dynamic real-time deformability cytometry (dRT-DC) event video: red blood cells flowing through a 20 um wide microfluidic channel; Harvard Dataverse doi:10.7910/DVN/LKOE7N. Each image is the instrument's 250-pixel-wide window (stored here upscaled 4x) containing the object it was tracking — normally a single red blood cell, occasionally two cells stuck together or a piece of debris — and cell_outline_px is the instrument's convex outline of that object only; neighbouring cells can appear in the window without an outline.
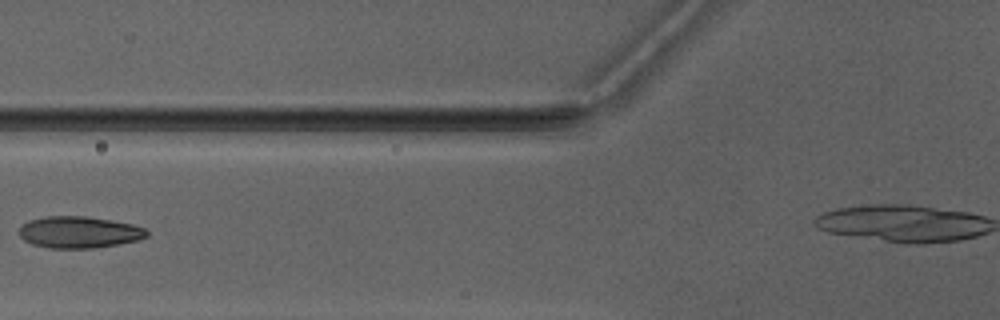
{"species": "Egyptian fruit bat (a non-hibernating species)", "species_latin": "Rousettus aegyptiacus", "temperature_condition": "warm", "stored_images_in_passage": 4, "camera_frame_rate_fps": 3000, "um_per_image_px": 0.085, "animal": {"sex": "male"}, "frame": {"image": 1, "passage_image": 4, "time_ms": 4.0, "image_size_px": [1000, 320], "cell_outline_px": [[148, 236], [140, 240], [120, 244], [96, 248], [48, 248], [32, 244], [24, 240], [20, 236], [20, 228], [28, 220], [44, 216], [84, 216], [112, 220], [132, 224], [144, 228], [148, 232]], "centroid_in_image_um": [6.74, 19.74], "position_along_channel_um": 119.1, "area_um2": 23.7}}